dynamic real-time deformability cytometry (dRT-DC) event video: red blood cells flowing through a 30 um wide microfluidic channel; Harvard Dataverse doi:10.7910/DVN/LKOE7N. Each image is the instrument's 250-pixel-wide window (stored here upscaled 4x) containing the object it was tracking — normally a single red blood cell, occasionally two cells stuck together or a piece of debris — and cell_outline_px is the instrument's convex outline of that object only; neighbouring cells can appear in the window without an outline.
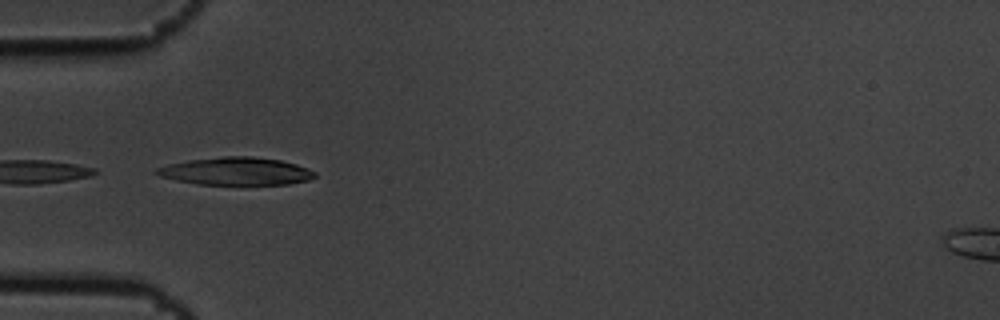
{"species": "common noctule bat (a hibernating species)", "species_latin": "Nyctalus noctula", "temperature_condition": "cold", "stored_images_in_passage": 9, "camera_frame_rate_fps": 3000, "um_per_image_px": 0.085, "animal": {"sex": "male", "body_mass_g": 19.5, "forearm_length_mm": 54.6}, "frame": {"image": 1, "passage_image": 6, "time_ms": 1.667, "image_size_px": [1000, 320], "cell_outline_px": [[316, 176], [308, 180], [288, 184], [200, 184], [176, 180], [160, 176], [152, 172], [156, 168], [168, 164], [188, 160], [224, 156], [252, 156], [280, 160], [296, 164], [308, 168], [316, 172]], "centroid_in_image_um": [20.05, 14.54], "position_along_channel_um": 64.9, "area_um2": 25.49}}
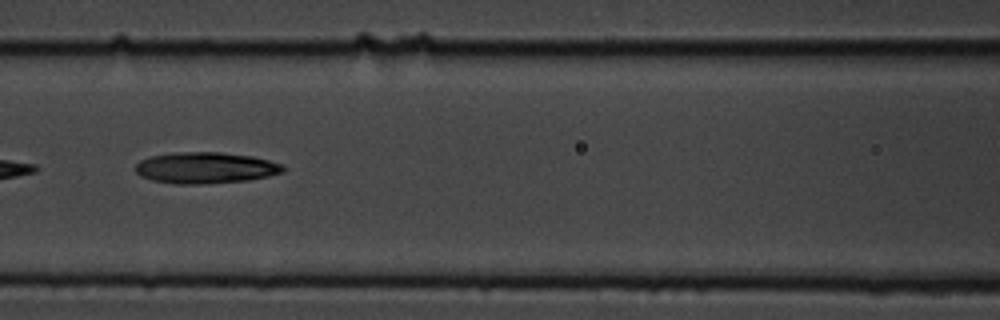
{"frame": {"image": 2, "passage_image": 8, "time_ms": 2.333, "image_size_px": [1000, 320], "cell_outline_px": [[284, 172], [268, 176], [248, 180], [204, 184], [172, 184], [152, 180], [140, 176], [136, 172], [136, 164], [140, 160], [152, 156], [176, 152], [220, 152], [252, 156], [284, 164]], "centroid_in_image_um": [17.47, 14.27], "position_along_channel_um": 149.1, "area_um2": 26.99}}
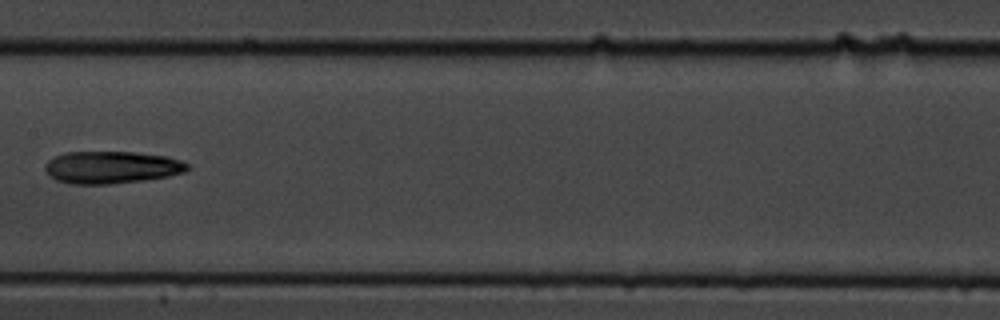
{"frame": {"image": 3, "passage_image": 9, "time_ms": 2.667, "image_size_px": [1000, 320], "cell_outline_px": [[192, 168], [184, 172], [168, 176], [144, 180], [108, 184], [72, 184], [56, 180], [44, 168], [48, 160], [64, 152], [136, 152], [168, 156], [180, 160], [188, 164]], "centroid_in_image_um": [9.52, 14.22], "position_along_channel_um": 197.9, "area_um2": 26.82}}